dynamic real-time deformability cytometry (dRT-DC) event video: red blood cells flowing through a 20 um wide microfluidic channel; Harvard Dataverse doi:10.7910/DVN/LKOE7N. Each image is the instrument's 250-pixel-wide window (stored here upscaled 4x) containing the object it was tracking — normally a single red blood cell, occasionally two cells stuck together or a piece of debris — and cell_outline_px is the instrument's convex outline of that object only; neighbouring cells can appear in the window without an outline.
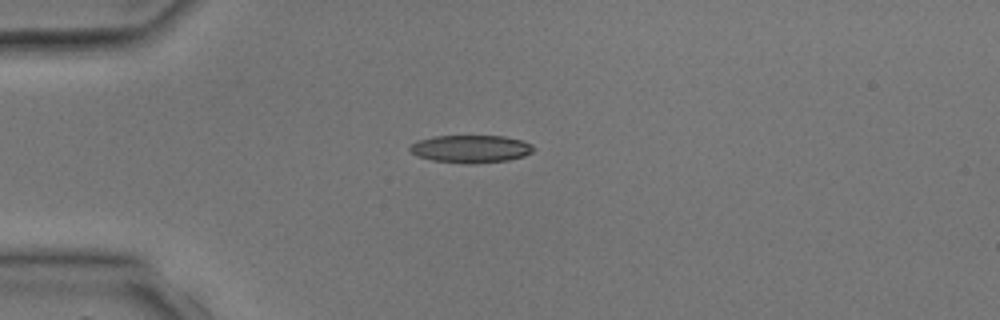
{"species": "common noctule bat (a hibernating species)", "species_latin": "Nyctalus noctula", "temperature_condition": "room temperature", "stored_images_in_passage": 2, "camera_frame_rate_fps": 3000, "um_per_image_px": 0.085, "animal": {"sex": "male", "body_mass_g": 17.9, "forearm_length_mm": 54.2}, "frame": {"image": 1, "passage_image": 2, "time_ms": 1.333, "image_size_px": [1000, 320], "cell_outline_px": [[536, 148], [532, 152], [524, 156], [508, 160], [464, 164], [432, 160], [416, 156], [408, 148], [416, 140], [436, 136], [504, 136], [524, 140], [532, 144]], "centroid_in_image_um": [40.03, 12.65], "position_along_channel_um": 45.0, "area_um2": 20.06}}